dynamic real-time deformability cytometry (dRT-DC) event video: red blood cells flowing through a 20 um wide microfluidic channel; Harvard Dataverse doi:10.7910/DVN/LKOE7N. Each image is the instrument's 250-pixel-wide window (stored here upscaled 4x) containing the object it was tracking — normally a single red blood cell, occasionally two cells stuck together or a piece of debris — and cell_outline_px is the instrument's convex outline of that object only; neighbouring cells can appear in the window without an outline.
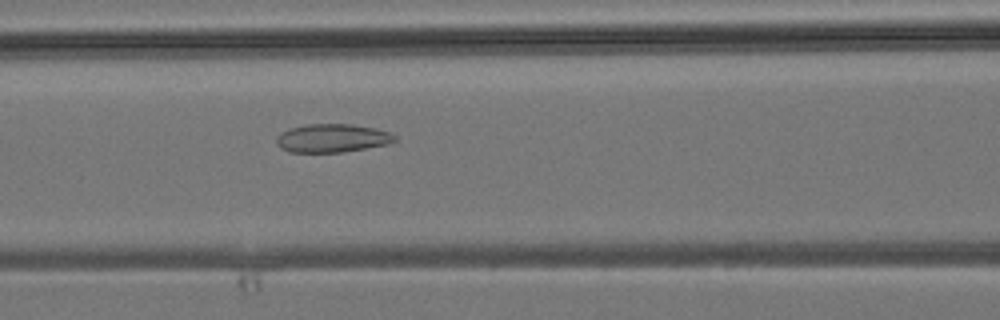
{"species": "common noctule bat (a hibernating species)", "species_latin": "Nyctalus noctula", "temperature_condition": "room temperature", "stored_images_in_passage": 38, "camera_frame_rate_fps": 3000, "um_per_image_px": 0.085, "animal": {"sex": "male", "body_mass_g": 19.2, "forearm_length_mm": 51.8}, "frame": {"image": 1, "passage_image": 14, "time_ms": 4.333, "image_size_px": [1000, 320], "cell_outline_px": [[396, 140], [388, 144], [344, 152], [288, 152], [280, 148], [276, 144], [276, 136], [280, 132], [292, 128], [308, 124], [352, 124], [392, 132], [396, 136]], "centroid_in_image_um": [28.22, 11.75], "position_along_channel_um": 138.4, "area_um2": 19.65}}
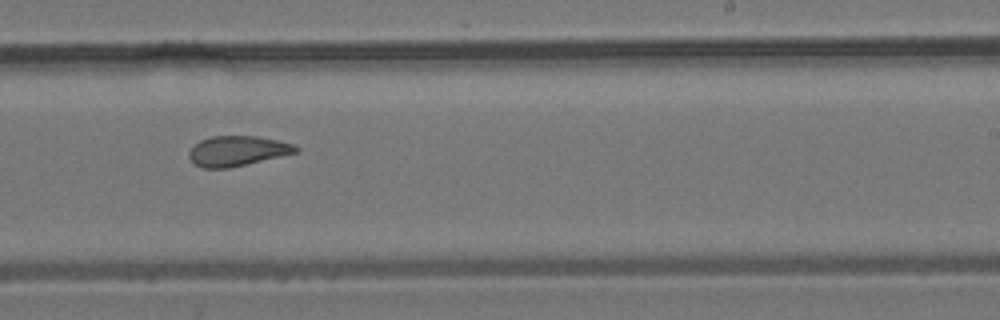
{"frame": {"image": 2, "passage_image": 22, "time_ms": 7.0, "image_size_px": [1000, 320], "cell_outline_px": [[300, 152], [228, 168], [204, 168], [196, 164], [188, 156], [188, 152], [200, 140], [212, 136], [256, 136], [276, 140], [292, 144], [300, 148]], "centroid_in_image_um": [20.2, 12.83], "position_along_channel_um": 268.8, "area_um2": 18.55}}
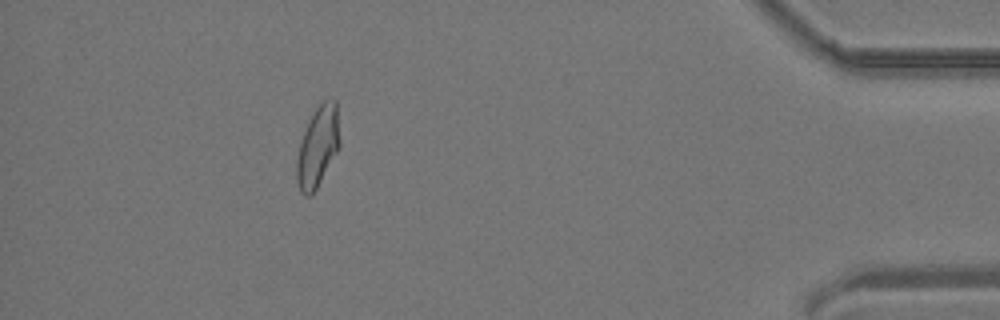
{"frame": {"image": 3, "passage_image": 34, "time_ms": 11.0, "image_size_px": [1000, 320], "cell_outline_px": [[340, 148], [312, 196], [304, 196], [300, 192], [296, 180], [296, 156], [300, 140], [308, 120], [316, 108], [324, 100], [336, 100], [340, 144]], "centroid_in_image_um": [26.99, 12.51], "position_along_channel_um": 408.2, "area_um2": 20.52}}